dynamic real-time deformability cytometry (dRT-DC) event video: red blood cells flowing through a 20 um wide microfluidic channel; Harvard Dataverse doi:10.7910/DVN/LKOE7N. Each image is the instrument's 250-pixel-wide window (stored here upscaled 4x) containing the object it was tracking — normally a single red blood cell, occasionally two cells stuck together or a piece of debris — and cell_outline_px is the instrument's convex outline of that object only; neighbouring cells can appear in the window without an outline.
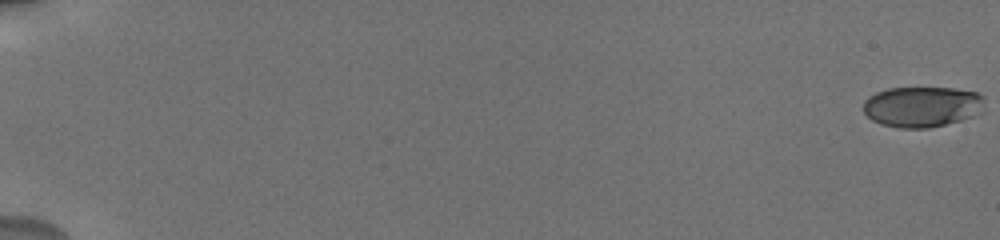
{"species": "human", "species_latin": "Homo sapiens", "temperature_condition": "cold", "stored_images_in_passage": 19, "camera_frame_rate_fps": 3000, "um_per_image_px": 0.085, "donor": {"sex": "male"}, "frame": {"image": 1, "passage_image": 1, "time_ms": 0.0, "image_size_px": [1000, 240], "cell_outline_px": [[984, 96], [972, 116], [960, 120], [928, 128], [900, 128], [880, 124], [872, 120], [864, 112], [864, 100], [868, 96], [876, 92], [888, 88], [952, 88], [976, 92]], "centroid_in_image_um": [78.27, 9.06], "position_along_channel_um": 6.7, "area_um2": 28.15}}
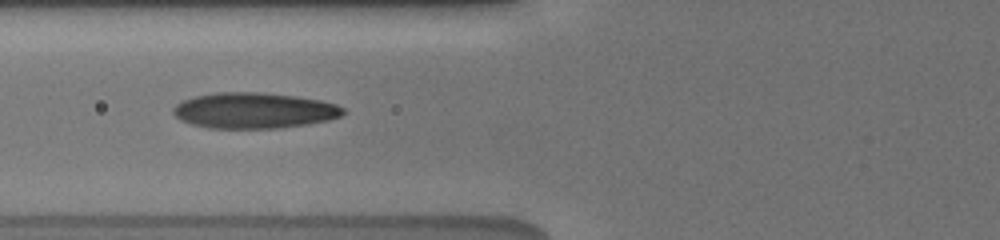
{"frame": {"image": 2, "passage_image": 16, "time_ms": 8.333, "image_size_px": [1000, 240], "cell_outline_px": [[344, 112], [340, 116], [328, 120], [308, 124], [280, 128], [208, 128], [192, 124], [180, 120], [172, 112], [172, 108], [176, 104], [184, 100], [196, 96], [216, 92], [264, 92], [296, 96], [320, 100], [336, 104], [344, 108]], "centroid_in_image_um": [21.59, 9.39], "position_along_channel_um": 104.2, "area_um2": 35.49}}
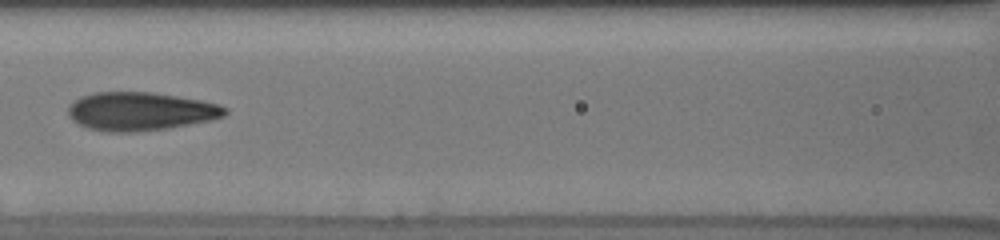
{"frame": {"image": 3, "passage_image": 18, "time_ms": 9.667, "image_size_px": [1000, 240], "cell_outline_px": [[228, 112], [224, 116], [208, 120], [168, 128], [136, 132], [108, 132], [88, 128], [72, 120], [68, 116], [68, 108], [80, 96], [96, 92], [152, 92], [200, 100], [220, 104], [228, 108]], "centroid_in_image_um": [11.93, 9.46], "position_along_channel_um": 154.7, "area_um2": 34.97}}